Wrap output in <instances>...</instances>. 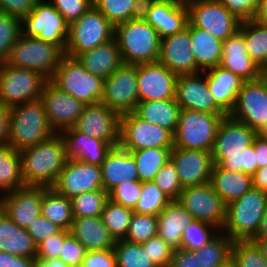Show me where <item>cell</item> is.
<instances>
[{
  "mask_svg": "<svg viewBox=\"0 0 267 267\" xmlns=\"http://www.w3.org/2000/svg\"><path fill=\"white\" fill-rule=\"evenodd\" d=\"M177 201L199 221L214 225L220 231L226 220V205L210 182L183 188Z\"/></svg>",
  "mask_w": 267,
  "mask_h": 267,
  "instance_id": "cell-14",
  "label": "cell"
},
{
  "mask_svg": "<svg viewBox=\"0 0 267 267\" xmlns=\"http://www.w3.org/2000/svg\"><path fill=\"white\" fill-rule=\"evenodd\" d=\"M80 267H117L114 249L86 251Z\"/></svg>",
  "mask_w": 267,
  "mask_h": 267,
  "instance_id": "cell-59",
  "label": "cell"
},
{
  "mask_svg": "<svg viewBox=\"0 0 267 267\" xmlns=\"http://www.w3.org/2000/svg\"><path fill=\"white\" fill-rule=\"evenodd\" d=\"M70 234V230L62 229L59 233L49 236L38 244L36 261H47L60 258L64 239Z\"/></svg>",
  "mask_w": 267,
  "mask_h": 267,
  "instance_id": "cell-55",
  "label": "cell"
},
{
  "mask_svg": "<svg viewBox=\"0 0 267 267\" xmlns=\"http://www.w3.org/2000/svg\"><path fill=\"white\" fill-rule=\"evenodd\" d=\"M40 100L49 124L56 134L73 128L86 106L83 102L61 91L50 80L45 83Z\"/></svg>",
  "mask_w": 267,
  "mask_h": 267,
  "instance_id": "cell-15",
  "label": "cell"
},
{
  "mask_svg": "<svg viewBox=\"0 0 267 267\" xmlns=\"http://www.w3.org/2000/svg\"><path fill=\"white\" fill-rule=\"evenodd\" d=\"M153 182L166 194L171 200H177L183 190L175 164L171 159L157 172Z\"/></svg>",
  "mask_w": 267,
  "mask_h": 267,
  "instance_id": "cell-51",
  "label": "cell"
},
{
  "mask_svg": "<svg viewBox=\"0 0 267 267\" xmlns=\"http://www.w3.org/2000/svg\"><path fill=\"white\" fill-rule=\"evenodd\" d=\"M157 235L173 250L181 249L185 227L194 217L177 200H172L157 216Z\"/></svg>",
  "mask_w": 267,
  "mask_h": 267,
  "instance_id": "cell-32",
  "label": "cell"
},
{
  "mask_svg": "<svg viewBox=\"0 0 267 267\" xmlns=\"http://www.w3.org/2000/svg\"><path fill=\"white\" fill-rule=\"evenodd\" d=\"M134 211L116 202L107 200L101 214L110 235L117 240H124Z\"/></svg>",
  "mask_w": 267,
  "mask_h": 267,
  "instance_id": "cell-42",
  "label": "cell"
},
{
  "mask_svg": "<svg viewBox=\"0 0 267 267\" xmlns=\"http://www.w3.org/2000/svg\"><path fill=\"white\" fill-rule=\"evenodd\" d=\"M170 267H202L201 253L197 250H173Z\"/></svg>",
  "mask_w": 267,
  "mask_h": 267,
  "instance_id": "cell-61",
  "label": "cell"
},
{
  "mask_svg": "<svg viewBox=\"0 0 267 267\" xmlns=\"http://www.w3.org/2000/svg\"><path fill=\"white\" fill-rule=\"evenodd\" d=\"M171 201L153 181L144 182L141 197L133 211L138 214L158 216Z\"/></svg>",
  "mask_w": 267,
  "mask_h": 267,
  "instance_id": "cell-45",
  "label": "cell"
},
{
  "mask_svg": "<svg viewBox=\"0 0 267 267\" xmlns=\"http://www.w3.org/2000/svg\"><path fill=\"white\" fill-rule=\"evenodd\" d=\"M258 168L267 164V138L257 135L253 141Z\"/></svg>",
  "mask_w": 267,
  "mask_h": 267,
  "instance_id": "cell-65",
  "label": "cell"
},
{
  "mask_svg": "<svg viewBox=\"0 0 267 267\" xmlns=\"http://www.w3.org/2000/svg\"><path fill=\"white\" fill-rule=\"evenodd\" d=\"M260 250L261 255L267 260V241L264 240H251Z\"/></svg>",
  "mask_w": 267,
  "mask_h": 267,
  "instance_id": "cell-71",
  "label": "cell"
},
{
  "mask_svg": "<svg viewBox=\"0 0 267 267\" xmlns=\"http://www.w3.org/2000/svg\"><path fill=\"white\" fill-rule=\"evenodd\" d=\"M220 66L236 74L244 82L261 78L262 69L249 57L244 41V21L239 29L223 41Z\"/></svg>",
  "mask_w": 267,
  "mask_h": 267,
  "instance_id": "cell-26",
  "label": "cell"
},
{
  "mask_svg": "<svg viewBox=\"0 0 267 267\" xmlns=\"http://www.w3.org/2000/svg\"><path fill=\"white\" fill-rule=\"evenodd\" d=\"M170 159L176 166L182 188L210 182L214 166L211 152L173 147Z\"/></svg>",
  "mask_w": 267,
  "mask_h": 267,
  "instance_id": "cell-22",
  "label": "cell"
},
{
  "mask_svg": "<svg viewBox=\"0 0 267 267\" xmlns=\"http://www.w3.org/2000/svg\"><path fill=\"white\" fill-rule=\"evenodd\" d=\"M252 240L267 241V206H266L265 213L261 220L259 231L257 232L256 236Z\"/></svg>",
  "mask_w": 267,
  "mask_h": 267,
  "instance_id": "cell-69",
  "label": "cell"
},
{
  "mask_svg": "<svg viewBox=\"0 0 267 267\" xmlns=\"http://www.w3.org/2000/svg\"><path fill=\"white\" fill-rule=\"evenodd\" d=\"M175 98L181 109L227 116L210 93L206 72L178 75Z\"/></svg>",
  "mask_w": 267,
  "mask_h": 267,
  "instance_id": "cell-20",
  "label": "cell"
},
{
  "mask_svg": "<svg viewBox=\"0 0 267 267\" xmlns=\"http://www.w3.org/2000/svg\"><path fill=\"white\" fill-rule=\"evenodd\" d=\"M114 252L117 267H156L140 243L117 240Z\"/></svg>",
  "mask_w": 267,
  "mask_h": 267,
  "instance_id": "cell-43",
  "label": "cell"
},
{
  "mask_svg": "<svg viewBox=\"0 0 267 267\" xmlns=\"http://www.w3.org/2000/svg\"><path fill=\"white\" fill-rule=\"evenodd\" d=\"M38 0H0V12L23 19L35 7Z\"/></svg>",
  "mask_w": 267,
  "mask_h": 267,
  "instance_id": "cell-60",
  "label": "cell"
},
{
  "mask_svg": "<svg viewBox=\"0 0 267 267\" xmlns=\"http://www.w3.org/2000/svg\"><path fill=\"white\" fill-rule=\"evenodd\" d=\"M206 72L207 84L216 104L227 114L233 111L243 80L221 66Z\"/></svg>",
  "mask_w": 267,
  "mask_h": 267,
  "instance_id": "cell-31",
  "label": "cell"
},
{
  "mask_svg": "<svg viewBox=\"0 0 267 267\" xmlns=\"http://www.w3.org/2000/svg\"><path fill=\"white\" fill-rule=\"evenodd\" d=\"M233 241L225 233H218L206 245L198 249L201 253L202 267H218L231 258Z\"/></svg>",
  "mask_w": 267,
  "mask_h": 267,
  "instance_id": "cell-44",
  "label": "cell"
},
{
  "mask_svg": "<svg viewBox=\"0 0 267 267\" xmlns=\"http://www.w3.org/2000/svg\"><path fill=\"white\" fill-rule=\"evenodd\" d=\"M191 51L194 54L198 72H205L220 66L222 61L223 41L208 31L191 24Z\"/></svg>",
  "mask_w": 267,
  "mask_h": 267,
  "instance_id": "cell-35",
  "label": "cell"
},
{
  "mask_svg": "<svg viewBox=\"0 0 267 267\" xmlns=\"http://www.w3.org/2000/svg\"><path fill=\"white\" fill-rule=\"evenodd\" d=\"M70 233L83 244L86 251L111 250L116 242L101 216L74 217Z\"/></svg>",
  "mask_w": 267,
  "mask_h": 267,
  "instance_id": "cell-30",
  "label": "cell"
},
{
  "mask_svg": "<svg viewBox=\"0 0 267 267\" xmlns=\"http://www.w3.org/2000/svg\"><path fill=\"white\" fill-rule=\"evenodd\" d=\"M10 118V107L0 103V146L8 144Z\"/></svg>",
  "mask_w": 267,
  "mask_h": 267,
  "instance_id": "cell-63",
  "label": "cell"
},
{
  "mask_svg": "<svg viewBox=\"0 0 267 267\" xmlns=\"http://www.w3.org/2000/svg\"><path fill=\"white\" fill-rule=\"evenodd\" d=\"M53 188L69 199L84 192L104 189L101 167L70 158Z\"/></svg>",
  "mask_w": 267,
  "mask_h": 267,
  "instance_id": "cell-19",
  "label": "cell"
},
{
  "mask_svg": "<svg viewBox=\"0 0 267 267\" xmlns=\"http://www.w3.org/2000/svg\"><path fill=\"white\" fill-rule=\"evenodd\" d=\"M257 131L230 115L221 121L211 151L213 159H227L240 155L244 149L253 144Z\"/></svg>",
  "mask_w": 267,
  "mask_h": 267,
  "instance_id": "cell-25",
  "label": "cell"
},
{
  "mask_svg": "<svg viewBox=\"0 0 267 267\" xmlns=\"http://www.w3.org/2000/svg\"><path fill=\"white\" fill-rule=\"evenodd\" d=\"M257 133L259 136L267 138V122L264 124V126Z\"/></svg>",
  "mask_w": 267,
  "mask_h": 267,
  "instance_id": "cell-73",
  "label": "cell"
},
{
  "mask_svg": "<svg viewBox=\"0 0 267 267\" xmlns=\"http://www.w3.org/2000/svg\"><path fill=\"white\" fill-rule=\"evenodd\" d=\"M109 199L104 189L84 192L71 199L74 217L101 216L105 203Z\"/></svg>",
  "mask_w": 267,
  "mask_h": 267,
  "instance_id": "cell-46",
  "label": "cell"
},
{
  "mask_svg": "<svg viewBox=\"0 0 267 267\" xmlns=\"http://www.w3.org/2000/svg\"><path fill=\"white\" fill-rule=\"evenodd\" d=\"M242 153V172L252 176L258 169V165L256 162L257 158L254 151V144L244 149Z\"/></svg>",
  "mask_w": 267,
  "mask_h": 267,
  "instance_id": "cell-64",
  "label": "cell"
},
{
  "mask_svg": "<svg viewBox=\"0 0 267 267\" xmlns=\"http://www.w3.org/2000/svg\"><path fill=\"white\" fill-rule=\"evenodd\" d=\"M191 45V23L188 22L183 31L161 39L158 62L177 75L198 73Z\"/></svg>",
  "mask_w": 267,
  "mask_h": 267,
  "instance_id": "cell-24",
  "label": "cell"
},
{
  "mask_svg": "<svg viewBox=\"0 0 267 267\" xmlns=\"http://www.w3.org/2000/svg\"><path fill=\"white\" fill-rule=\"evenodd\" d=\"M100 167L103 187L108 193L122 182L139 180L133 155L119 145L111 148Z\"/></svg>",
  "mask_w": 267,
  "mask_h": 267,
  "instance_id": "cell-28",
  "label": "cell"
},
{
  "mask_svg": "<svg viewBox=\"0 0 267 267\" xmlns=\"http://www.w3.org/2000/svg\"><path fill=\"white\" fill-rule=\"evenodd\" d=\"M141 190L142 182L139 180L126 181L115 186L108 197L111 201L134 210L141 197Z\"/></svg>",
  "mask_w": 267,
  "mask_h": 267,
  "instance_id": "cell-52",
  "label": "cell"
},
{
  "mask_svg": "<svg viewBox=\"0 0 267 267\" xmlns=\"http://www.w3.org/2000/svg\"><path fill=\"white\" fill-rule=\"evenodd\" d=\"M231 258L237 267H267V260L251 241H233Z\"/></svg>",
  "mask_w": 267,
  "mask_h": 267,
  "instance_id": "cell-50",
  "label": "cell"
},
{
  "mask_svg": "<svg viewBox=\"0 0 267 267\" xmlns=\"http://www.w3.org/2000/svg\"><path fill=\"white\" fill-rule=\"evenodd\" d=\"M0 267H38L33 258H24L0 251Z\"/></svg>",
  "mask_w": 267,
  "mask_h": 267,
  "instance_id": "cell-62",
  "label": "cell"
},
{
  "mask_svg": "<svg viewBox=\"0 0 267 267\" xmlns=\"http://www.w3.org/2000/svg\"><path fill=\"white\" fill-rule=\"evenodd\" d=\"M26 187L19 151L9 144L0 146V192L5 193Z\"/></svg>",
  "mask_w": 267,
  "mask_h": 267,
  "instance_id": "cell-38",
  "label": "cell"
},
{
  "mask_svg": "<svg viewBox=\"0 0 267 267\" xmlns=\"http://www.w3.org/2000/svg\"><path fill=\"white\" fill-rule=\"evenodd\" d=\"M157 227V216L134 212L124 240L141 244L157 236Z\"/></svg>",
  "mask_w": 267,
  "mask_h": 267,
  "instance_id": "cell-49",
  "label": "cell"
},
{
  "mask_svg": "<svg viewBox=\"0 0 267 267\" xmlns=\"http://www.w3.org/2000/svg\"><path fill=\"white\" fill-rule=\"evenodd\" d=\"M41 214L64 230H70L74 220L71 199L58 193L53 187L43 192Z\"/></svg>",
  "mask_w": 267,
  "mask_h": 267,
  "instance_id": "cell-37",
  "label": "cell"
},
{
  "mask_svg": "<svg viewBox=\"0 0 267 267\" xmlns=\"http://www.w3.org/2000/svg\"><path fill=\"white\" fill-rule=\"evenodd\" d=\"M243 153L237 156H229L227 159H213L214 164L230 171L242 172Z\"/></svg>",
  "mask_w": 267,
  "mask_h": 267,
  "instance_id": "cell-66",
  "label": "cell"
},
{
  "mask_svg": "<svg viewBox=\"0 0 267 267\" xmlns=\"http://www.w3.org/2000/svg\"><path fill=\"white\" fill-rule=\"evenodd\" d=\"M173 148H147L137 151H129L136 163L139 181L144 183L153 181L157 172L170 159Z\"/></svg>",
  "mask_w": 267,
  "mask_h": 267,
  "instance_id": "cell-40",
  "label": "cell"
},
{
  "mask_svg": "<svg viewBox=\"0 0 267 267\" xmlns=\"http://www.w3.org/2000/svg\"><path fill=\"white\" fill-rule=\"evenodd\" d=\"M65 143L66 157L81 162L101 166L112 147L118 144H108L86 133L78 132L74 127L59 133Z\"/></svg>",
  "mask_w": 267,
  "mask_h": 267,
  "instance_id": "cell-27",
  "label": "cell"
},
{
  "mask_svg": "<svg viewBox=\"0 0 267 267\" xmlns=\"http://www.w3.org/2000/svg\"><path fill=\"white\" fill-rule=\"evenodd\" d=\"M189 22L224 41L240 27L241 20L218 0H187Z\"/></svg>",
  "mask_w": 267,
  "mask_h": 267,
  "instance_id": "cell-12",
  "label": "cell"
},
{
  "mask_svg": "<svg viewBox=\"0 0 267 267\" xmlns=\"http://www.w3.org/2000/svg\"><path fill=\"white\" fill-rule=\"evenodd\" d=\"M50 1L69 25L78 20L93 5V0Z\"/></svg>",
  "mask_w": 267,
  "mask_h": 267,
  "instance_id": "cell-54",
  "label": "cell"
},
{
  "mask_svg": "<svg viewBox=\"0 0 267 267\" xmlns=\"http://www.w3.org/2000/svg\"><path fill=\"white\" fill-rule=\"evenodd\" d=\"M64 55V51L56 44L21 34L5 63L36 71L47 80H51Z\"/></svg>",
  "mask_w": 267,
  "mask_h": 267,
  "instance_id": "cell-5",
  "label": "cell"
},
{
  "mask_svg": "<svg viewBox=\"0 0 267 267\" xmlns=\"http://www.w3.org/2000/svg\"><path fill=\"white\" fill-rule=\"evenodd\" d=\"M156 267H170L173 249L158 235L141 243Z\"/></svg>",
  "mask_w": 267,
  "mask_h": 267,
  "instance_id": "cell-53",
  "label": "cell"
},
{
  "mask_svg": "<svg viewBox=\"0 0 267 267\" xmlns=\"http://www.w3.org/2000/svg\"><path fill=\"white\" fill-rule=\"evenodd\" d=\"M10 113L8 144L16 151L35 146L56 134L40 99L12 106Z\"/></svg>",
  "mask_w": 267,
  "mask_h": 267,
  "instance_id": "cell-3",
  "label": "cell"
},
{
  "mask_svg": "<svg viewBox=\"0 0 267 267\" xmlns=\"http://www.w3.org/2000/svg\"><path fill=\"white\" fill-rule=\"evenodd\" d=\"M262 79L267 83V66L262 68V74H261Z\"/></svg>",
  "mask_w": 267,
  "mask_h": 267,
  "instance_id": "cell-74",
  "label": "cell"
},
{
  "mask_svg": "<svg viewBox=\"0 0 267 267\" xmlns=\"http://www.w3.org/2000/svg\"><path fill=\"white\" fill-rule=\"evenodd\" d=\"M210 183L227 206L253 187L252 176L240 171H230L214 164Z\"/></svg>",
  "mask_w": 267,
  "mask_h": 267,
  "instance_id": "cell-34",
  "label": "cell"
},
{
  "mask_svg": "<svg viewBox=\"0 0 267 267\" xmlns=\"http://www.w3.org/2000/svg\"><path fill=\"white\" fill-rule=\"evenodd\" d=\"M177 78L159 62L137 65L139 102L176 99Z\"/></svg>",
  "mask_w": 267,
  "mask_h": 267,
  "instance_id": "cell-18",
  "label": "cell"
},
{
  "mask_svg": "<svg viewBox=\"0 0 267 267\" xmlns=\"http://www.w3.org/2000/svg\"><path fill=\"white\" fill-rule=\"evenodd\" d=\"M141 16L161 39L183 31L189 22L188 7L181 0H144Z\"/></svg>",
  "mask_w": 267,
  "mask_h": 267,
  "instance_id": "cell-16",
  "label": "cell"
},
{
  "mask_svg": "<svg viewBox=\"0 0 267 267\" xmlns=\"http://www.w3.org/2000/svg\"><path fill=\"white\" fill-rule=\"evenodd\" d=\"M38 267H69L59 258L47 260V261H37Z\"/></svg>",
  "mask_w": 267,
  "mask_h": 267,
  "instance_id": "cell-70",
  "label": "cell"
},
{
  "mask_svg": "<svg viewBox=\"0 0 267 267\" xmlns=\"http://www.w3.org/2000/svg\"><path fill=\"white\" fill-rule=\"evenodd\" d=\"M26 186L53 187L68 160L60 134L19 151Z\"/></svg>",
  "mask_w": 267,
  "mask_h": 267,
  "instance_id": "cell-1",
  "label": "cell"
},
{
  "mask_svg": "<svg viewBox=\"0 0 267 267\" xmlns=\"http://www.w3.org/2000/svg\"><path fill=\"white\" fill-rule=\"evenodd\" d=\"M144 0H93V5L115 27L141 17Z\"/></svg>",
  "mask_w": 267,
  "mask_h": 267,
  "instance_id": "cell-39",
  "label": "cell"
},
{
  "mask_svg": "<svg viewBox=\"0 0 267 267\" xmlns=\"http://www.w3.org/2000/svg\"><path fill=\"white\" fill-rule=\"evenodd\" d=\"M266 206L267 193L252 187L226 206V220L221 231L232 241L252 240L259 231Z\"/></svg>",
  "mask_w": 267,
  "mask_h": 267,
  "instance_id": "cell-4",
  "label": "cell"
},
{
  "mask_svg": "<svg viewBox=\"0 0 267 267\" xmlns=\"http://www.w3.org/2000/svg\"><path fill=\"white\" fill-rule=\"evenodd\" d=\"M86 249L71 233L64 239L60 260L69 267H80L83 262Z\"/></svg>",
  "mask_w": 267,
  "mask_h": 267,
  "instance_id": "cell-56",
  "label": "cell"
},
{
  "mask_svg": "<svg viewBox=\"0 0 267 267\" xmlns=\"http://www.w3.org/2000/svg\"><path fill=\"white\" fill-rule=\"evenodd\" d=\"M47 187L26 186L0 196V208L19 227L27 229L41 214L43 192Z\"/></svg>",
  "mask_w": 267,
  "mask_h": 267,
  "instance_id": "cell-23",
  "label": "cell"
},
{
  "mask_svg": "<svg viewBox=\"0 0 267 267\" xmlns=\"http://www.w3.org/2000/svg\"><path fill=\"white\" fill-rule=\"evenodd\" d=\"M21 34L22 19L0 12V63L8 58Z\"/></svg>",
  "mask_w": 267,
  "mask_h": 267,
  "instance_id": "cell-48",
  "label": "cell"
},
{
  "mask_svg": "<svg viewBox=\"0 0 267 267\" xmlns=\"http://www.w3.org/2000/svg\"><path fill=\"white\" fill-rule=\"evenodd\" d=\"M48 80L40 73L0 63V103L12 107L40 99Z\"/></svg>",
  "mask_w": 267,
  "mask_h": 267,
  "instance_id": "cell-9",
  "label": "cell"
},
{
  "mask_svg": "<svg viewBox=\"0 0 267 267\" xmlns=\"http://www.w3.org/2000/svg\"><path fill=\"white\" fill-rule=\"evenodd\" d=\"M127 151L147 148H173L174 134L141 119L134 111L120 117L119 144Z\"/></svg>",
  "mask_w": 267,
  "mask_h": 267,
  "instance_id": "cell-10",
  "label": "cell"
},
{
  "mask_svg": "<svg viewBox=\"0 0 267 267\" xmlns=\"http://www.w3.org/2000/svg\"><path fill=\"white\" fill-rule=\"evenodd\" d=\"M114 38V26L92 5L69 27V38L65 55L76 58L79 54L92 50Z\"/></svg>",
  "mask_w": 267,
  "mask_h": 267,
  "instance_id": "cell-8",
  "label": "cell"
},
{
  "mask_svg": "<svg viewBox=\"0 0 267 267\" xmlns=\"http://www.w3.org/2000/svg\"><path fill=\"white\" fill-rule=\"evenodd\" d=\"M0 251L36 259L38 244L29 235L27 229L16 225L0 208Z\"/></svg>",
  "mask_w": 267,
  "mask_h": 267,
  "instance_id": "cell-29",
  "label": "cell"
},
{
  "mask_svg": "<svg viewBox=\"0 0 267 267\" xmlns=\"http://www.w3.org/2000/svg\"><path fill=\"white\" fill-rule=\"evenodd\" d=\"M101 103L120 115L135 111L139 103L137 65H120L104 80Z\"/></svg>",
  "mask_w": 267,
  "mask_h": 267,
  "instance_id": "cell-13",
  "label": "cell"
},
{
  "mask_svg": "<svg viewBox=\"0 0 267 267\" xmlns=\"http://www.w3.org/2000/svg\"><path fill=\"white\" fill-rule=\"evenodd\" d=\"M61 230V227L46 219L42 214L36 217L27 228L29 235L37 244L49 236L59 233Z\"/></svg>",
  "mask_w": 267,
  "mask_h": 267,
  "instance_id": "cell-57",
  "label": "cell"
},
{
  "mask_svg": "<svg viewBox=\"0 0 267 267\" xmlns=\"http://www.w3.org/2000/svg\"><path fill=\"white\" fill-rule=\"evenodd\" d=\"M218 267H237V265H236L235 261L232 258H230L224 264H222Z\"/></svg>",
  "mask_w": 267,
  "mask_h": 267,
  "instance_id": "cell-72",
  "label": "cell"
},
{
  "mask_svg": "<svg viewBox=\"0 0 267 267\" xmlns=\"http://www.w3.org/2000/svg\"><path fill=\"white\" fill-rule=\"evenodd\" d=\"M69 27L49 0H38L31 12L22 19V34L56 44L64 52L69 38Z\"/></svg>",
  "mask_w": 267,
  "mask_h": 267,
  "instance_id": "cell-11",
  "label": "cell"
},
{
  "mask_svg": "<svg viewBox=\"0 0 267 267\" xmlns=\"http://www.w3.org/2000/svg\"><path fill=\"white\" fill-rule=\"evenodd\" d=\"M253 20L267 26V0H259Z\"/></svg>",
  "mask_w": 267,
  "mask_h": 267,
  "instance_id": "cell-68",
  "label": "cell"
},
{
  "mask_svg": "<svg viewBox=\"0 0 267 267\" xmlns=\"http://www.w3.org/2000/svg\"><path fill=\"white\" fill-rule=\"evenodd\" d=\"M76 58L89 73L97 75L104 80L123 64L115 38L92 50L79 54Z\"/></svg>",
  "mask_w": 267,
  "mask_h": 267,
  "instance_id": "cell-33",
  "label": "cell"
},
{
  "mask_svg": "<svg viewBox=\"0 0 267 267\" xmlns=\"http://www.w3.org/2000/svg\"><path fill=\"white\" fill-rule=\"evenodd\" d=\"M219 232L221 231L214 225L195 219L185 227L181 240V249L198 250L211 241Z\"/></svg>",
  "mask_w": 267,
  "mask_h": 267,
  "instance_id": "cell-47",
  "label": "cell"
},
{
  "mask_svg": "<svg viewBox=\"0 0 267 267\" xmlns=\"http://www.w3.org/2000/svg\"><path fill=\"white\" fill-rule=\"evenodd\" d=\"M114 38L125 64L158 62L161 37L142 16L114 27Z\"/></svg>",
  "mask_w": 267,
  "mask_h": 267,
  "instance_id": "cell-2",
  "label": "cell"
},
{
  "mask_svg": "<svg viewBox=\"0 0 267 267\" xmlns=\"http://www.w3.org/2000/svg\"><path fill=\"white\" fill-rule=\"evenodd\" d=\"M244 41L249 57L262 69L267 66V26L244 21Z\"/></svg>",
  "mask_w": 267,
  "mask_h": 267,
  "instance_id": "cell-41",
  "label": "cell"
},
{
  "mask_svg": "<svg viewBox=\"0 0 267 267\" xmlns=\"http://www.w3.org/2000/svg\"><path fill=\"white\" fill-rule=\"evenodd\" d=\"M120 117L101 102L86 105L74 128L108 144H119Z\"/></svg>",
  "mask_w": 267,
  "mask_h": 267,
  "instance_id": "cell-21",
  "label": "cell"
},
{
  "mask_svg": "<svg viewBox=\"0 0 267 267\" xmlns=\"http://www.w3.org/2000/svg\"><path fill=\"white\" fill-rule=\"evenodd\" d=\"M225 116L181 109L174 147L211 152L218 127Z\"/></svg>",
  "mask_w": 267,
  "mask_h": 267,
  "instance_id": "cell-7",
  "label": "cell"
},
{
  "mask_svg": "<svg viewBox=\"0 0 267 267\" xmlns=\"http://www.w3.org/2000/svg\"><path fill=\"white\" fill-rule=\"evenodd\" d=\"M176 99L139 102L135 113L143 120L164 127L175 134L180 114Z\"/></svg>",
  "mask_w": 267,
  "mask_h": 267,
  "instance_id": "cell-36",
  "label": "cell"
},
{
  "mask_svg": "<svg viewBox=\"0 0 267 267\" xmlns=\"http://www.w3.org/2000/svg\"><path fill=\"white\" fill-rule=\"evenodd\" d=\"M50 81L85 105L97 104L102 100L104 79L89 73L77 58L64 55Z\"/></svg>",
  "mask_w": 267,
  "mask_h": 267,
  "instance_id": "cell-6",
  "label": "cell"
},
{
  "mask_svg": "<svg viewBox=\"0 0 267 267\" xmlns=\"http://www.w3.org/2000/svg\"><path fill=\"white\" fill-rule=\"evenodd\" d=\"M230 116L257 132L267 122V83L262 79L243 82Z\"/></svg>",
  "mask_w": 267,
  "mask_h": 267,
  "instance_id": "cell-17",
  "label": "cell"
},
{
  "mask_svg": "<svg viewBox=\"0 0 267 267\" xmlns=\"http://www.w3.org/2000/svg\"><path fill=\"white\" fill-rule=\"evenodd\" d=\"M239 20L246 21L254 18L259 0H218Z\"/></svg>",
  "mask_w": 267,
  "mask_h": 267,
  "instance_id": "cell-58",
  "label": "cell"
},
{
  "mask_svg": "<svg viewBox=\"0 0 267 267\" xmlns=\"http://www.w3.org/2000/svg\"><path fill=\"white\" fill-rule=\"evenodd\" d=\"M253 187L267 193V164L252 175Z\"/></svg>",
  "mask_w": 267,
  "mask_h": 267,
  "instance_id": "cell-67",
  "label": "cell"
}]
</instances>
